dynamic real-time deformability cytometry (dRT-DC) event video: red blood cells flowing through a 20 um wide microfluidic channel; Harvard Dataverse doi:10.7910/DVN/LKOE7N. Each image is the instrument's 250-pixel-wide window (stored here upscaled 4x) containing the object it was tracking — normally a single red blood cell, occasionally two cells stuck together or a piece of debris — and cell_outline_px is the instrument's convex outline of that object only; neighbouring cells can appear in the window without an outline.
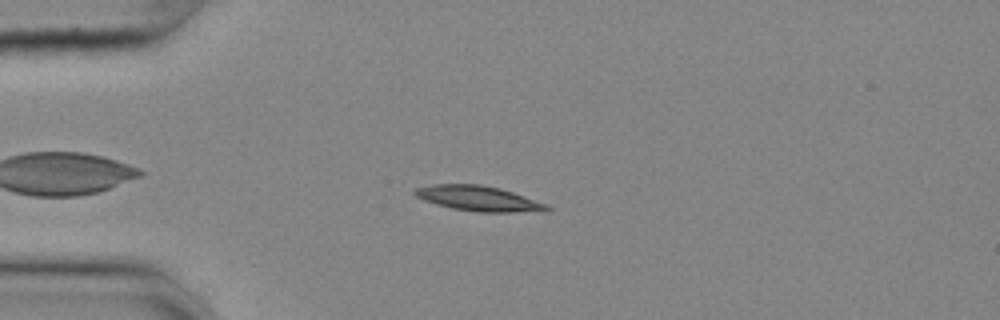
{"species": "common noctule bat (a hibernating species)", "species_latin": "Nyctalus noctula", "temperature_condition": "cold", "stored_images_in_passage": 48, "camera_frame_rate_fps": 3000, "um_per_image_px": 0.085, "animal": {"sex": "female", "body_mass_g": 25.1}, "frame": {"image": 1, "passage_image": 7, "time_ms": 2.0, "image_size_px": [1000, 320], "cell_outline_px": [[552, 208], [508, 212], [480, 212], [452, 208], [436, 204], [424, 200], [416, 196], [412, 192], [416, 188], [432, 184], [480, 184], [500, 188], [548, 204]], "centroid_in_image_um": [40.58, 16.84], "position_along_channel_um": 44.4, "area_um2": 18.9}}
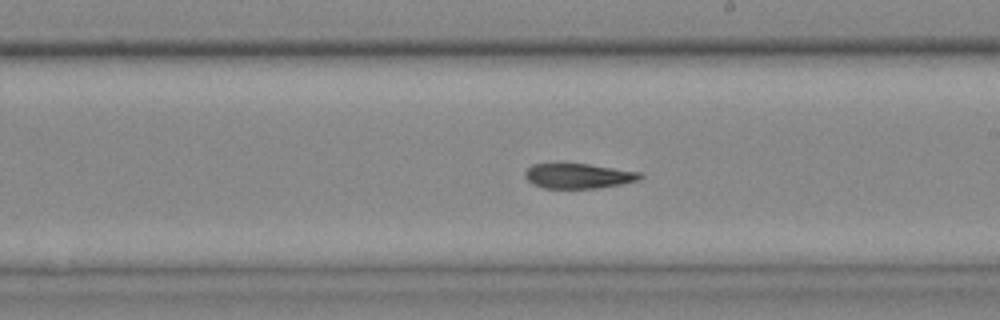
{"frame": {"image": 2, "passage_image": 25, "time_ms": 8.0, "image_size_px": [1000, 320], "cell_outline_px": [[644, 176], [640, 180], [620, 184], [596, 188], [544, 188], [532, 184], [524, 176], [524, 172], [532, 164], [588, 164], [644, 172]], "centroid_in_image_um": [49.2, 14.95], "position_along_channel_um": 239.8, "area_um2": 16.82}}
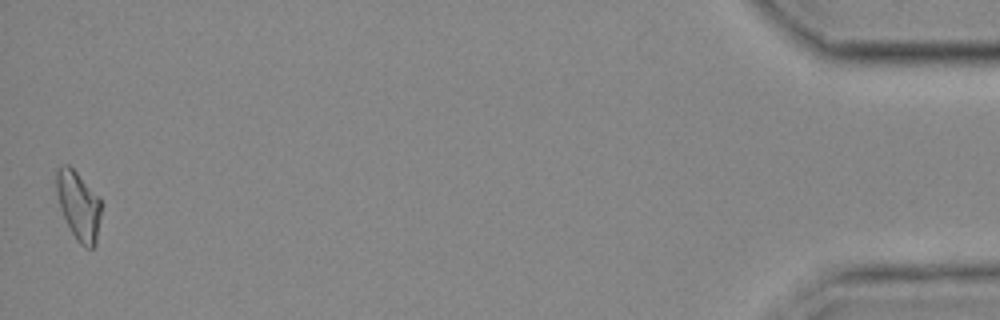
{"frame": {"image": 3, "passage_image": 48, "time_ms": 15.667, "image_size_px": [1000, 320], "cell_outline_px": [[100, 216], [96, 244], [92, 248], [84, 248], [76, 240], [60, 208], [56, 192], [56, 168], [64, 164], [68, 164], [76, 172], [100, 200]], "centroid_in_image_um": [6.65, 17.49], "position_along_channel_um": 428.5, "area_um2": 17.57}, "authors_computed_cell_mechanics": {"area_um2": 17.5134, "velocity_mm_per_s": 3.6391, "shape_relaxation_time_tau1_ms": 6.7203, "shape_relaxation_time_tau2_ms": 7.9452, "deformation_change_tau1": 0.1426, "deformation_change_tau2": 0.1514}}